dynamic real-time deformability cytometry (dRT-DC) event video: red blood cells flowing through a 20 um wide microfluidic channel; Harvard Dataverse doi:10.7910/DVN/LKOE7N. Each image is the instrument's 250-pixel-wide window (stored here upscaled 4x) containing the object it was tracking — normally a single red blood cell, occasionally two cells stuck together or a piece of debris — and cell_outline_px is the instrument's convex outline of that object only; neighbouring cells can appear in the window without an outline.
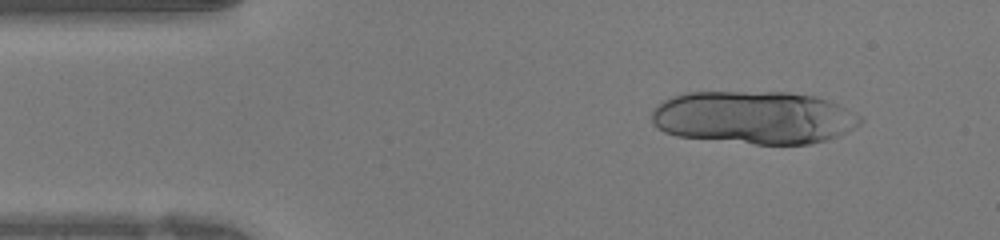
{"species": "human", "species_latin": "Homo sapiens", "temperature_condition": "warm", "stored_images_in_passage": 16, "camera_frame_rate_fps": 3000, "um_per_image_px": 0.085, "donor": {"sex": "female"}, "frame": {"image": 1, "passage_image": 4, "time_ms": 1.0, "image_size_px": [1000, 240], "cell_outline_px": [[864, 120], [856, 128], [840, 136], [828, 140], [812, 144], [756, 144], [676, 136], [664, 132], [656, 128], [652, 124], [652, 108], [656, 104], [672, 96], [684, 92], [788, 92], [816, 96], [828, 100], [864, 116]], "centroid_in_image_um": [64.11, 9.99], "position_along_channel_um": 20.9, "area_um2": 65.26}}
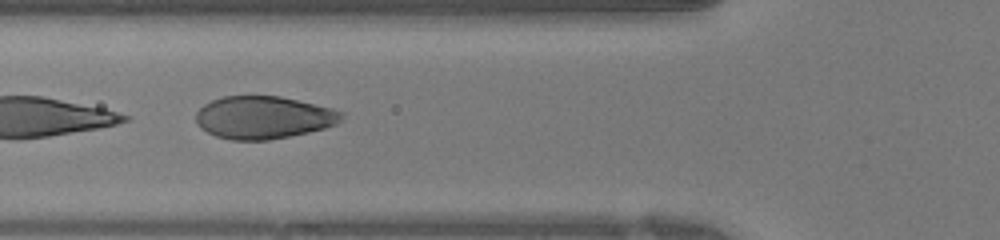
{"frame": {"image": 2, "passage_image": 14, "time_ms": 4.333, "image_size_px": [1000, 240], "cell_outline_px": [[344, 116], [336, 124], [324, 128], [308, 132], [268, 140], [232, 140], [216, 136], [200, 128], [196, 124], [196, 112], [204, 104], [212, 100], [224, 96], [280, 96], [332, 108], [344, 112]], "centroid_in_image_um": [22.38, 9.98], "position_along_channel_um": 103.4, "area_um2": 36.13}}